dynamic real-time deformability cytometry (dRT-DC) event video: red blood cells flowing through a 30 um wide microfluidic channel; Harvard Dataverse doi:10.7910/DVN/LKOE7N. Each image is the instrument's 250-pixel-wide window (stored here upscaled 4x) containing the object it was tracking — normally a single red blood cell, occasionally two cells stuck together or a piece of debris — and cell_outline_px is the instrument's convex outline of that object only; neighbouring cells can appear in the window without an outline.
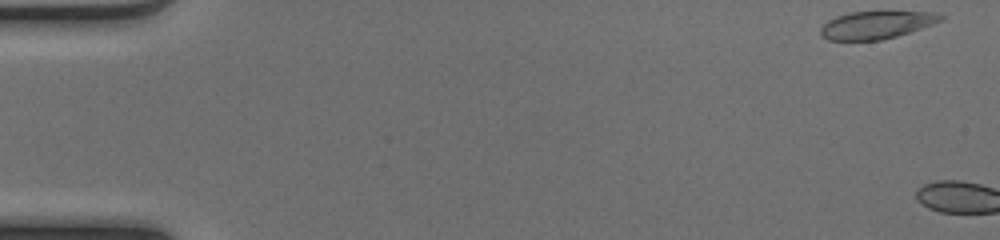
{"species": "common noctule bat (a hibernating species)", "species_latin": "Nyctalus noctula", "temperature_condition": "cold", "stored_images_in_passage": 3, "camera_frame_rate_fps": 3000, "um_per_image_px": 0.085, "animal": {"sex": "female", "body_mass_g": 17.0, "forearm_length_mm": 48.0}, "frame": {"image": 1, "passage_image": 1, "time_ms": 0.0, "image_size_px": [1000, 240], "cell_outline_px": [[944, 20], [896, 36], [880, 40], [828, 40], [820, 32], [820, 28], [828, 20], [836, 16], [852, 12], [928, 12], [944, 16]], "centroid_in_image_um": [74.46, 2.12], "position_along_channel_um": 10.5, "area_um2": 18.96}}